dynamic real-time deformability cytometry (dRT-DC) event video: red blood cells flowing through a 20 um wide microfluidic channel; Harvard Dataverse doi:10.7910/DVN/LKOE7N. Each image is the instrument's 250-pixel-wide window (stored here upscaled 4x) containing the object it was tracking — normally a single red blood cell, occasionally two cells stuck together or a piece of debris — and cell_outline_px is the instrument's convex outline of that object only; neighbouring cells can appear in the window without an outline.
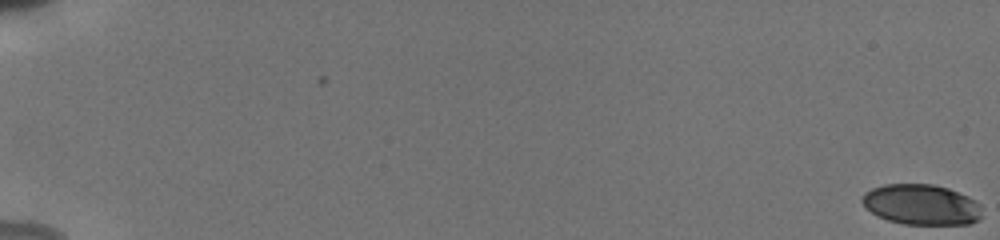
{"species": "human", "species_latin": "Homo sapiens", "temperature_condition": "cold", "stored_images_in_passage": 57, "camera_frame_rate_fps": 3000, "um_per_image_px": 0.085, "donor": {"sex": "male"}, "frame": {"image": 1, "passage_image": 1, "time_ms": 0.0, "image_size_px": [1000, 240], "cell_outline_px": [[980, 220], [968, 224], [904, 224], [888, 220], [876, 216], [864, 208], [860, 200], [864, 192], [872, 188], [884, 184], [932, 184], [948, 188], [968, 196], [980, 204]], "centroid_in_image_um": [78.27, 17.39], "position_along_channel_um": 6.7, "area_um2": 28.5}}
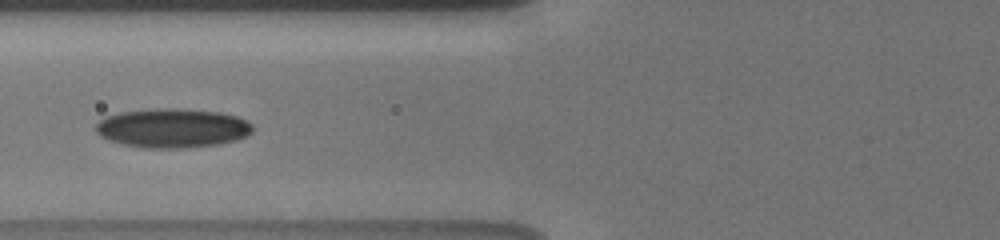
{"frame": {"image": 2, "passage_image": 26, "time_ms": 8.333, "image_size_px": [1000, 240], "cell_outline_px": [[252, 132], [236, 140], [216, 144], [180, 148], [144, 148], [124, 144], [108, 140], [100, 136], [96, 132], [96, 124], [104, 116], [120, 112], [164, 108], [176, 108], [220, 112], [236, 116], [248, 120], [252, 124]], "centroid_in_image_um": [14.64, 10.88], "position_along_channel_um": 111.2, "area_um2": 35.72}}
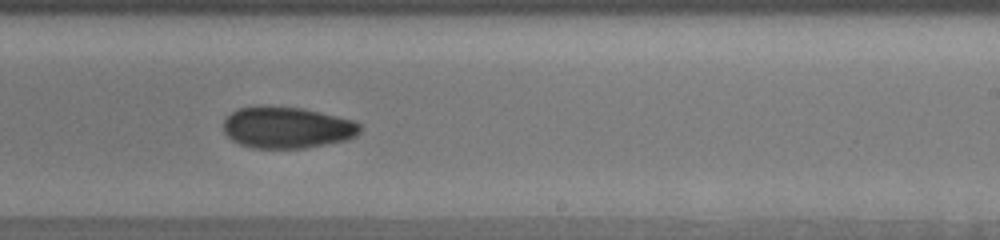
{"frame": {"image": 3, "passage_image": 38, "time_ms": 12.333, "image_size_px": [1000, 240], "cell_outline_px": [[360, 132], [356, 136], [348, 140], [304, 148], [252, 148], [240, 144], [232, 140], [224, 132], [224, 120], [236, 108], [268, 104], [300, 108], [336, 116], [352, 120], [360, 124]], "centroid_in_image_um": [24.37, 10.83], "position_along_channel_um": 264.6, "area_um2": 33.23}, "authors_computed_cell_mechanics": {"area_um2": 31.3854, "velocity_mm_per_s": 3.848, "shape_relaxation_time_tau1_ms": 6.4249, "shape_relaxation_time_tau2_ms": 5.661, "deformation_change_tau1": 0.1496, "deformation_change_tau2": 0.0968}}